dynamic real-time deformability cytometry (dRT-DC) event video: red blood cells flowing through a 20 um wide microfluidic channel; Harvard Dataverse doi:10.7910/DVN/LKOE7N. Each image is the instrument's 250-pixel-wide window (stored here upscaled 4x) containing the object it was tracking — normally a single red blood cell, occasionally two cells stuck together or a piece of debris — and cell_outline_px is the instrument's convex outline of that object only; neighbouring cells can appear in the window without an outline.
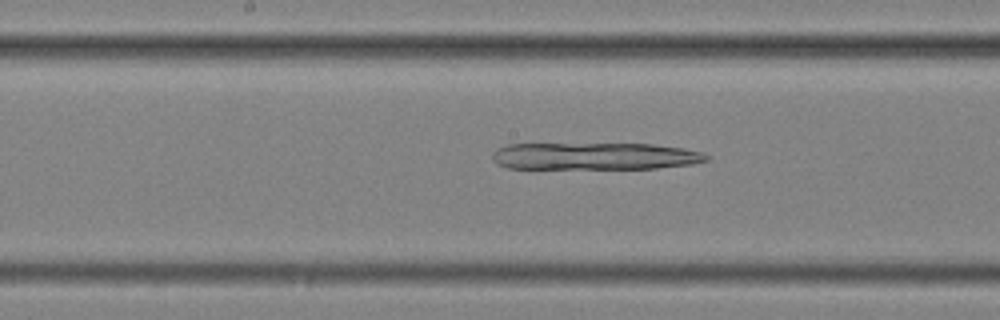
{"species": "common noctule bat (a hibernating species)", "species_latin": "Nyctalus noctula", "temperature_condition": "cold", "stored_images_in_passage": 47, "camera_frame_rate_fps": 3000, "um_per_image_px": 0.085, "animal": {"sex": "female", "body_mass_g": 25.1}, "frame": {"image": 1, "passage_image": 20, "time_ms": 6.333, "image_size_px": [1000, 320], "cell_outline_px": [[708, 160], [692, 164], [656, 168], [508, 168], [496, 164], [492, 160], [492, 152], [496, 148], [508, 144], [652, 144], [684, 148], [704, 152], [708, 156]], "centroid_in_image_um": [50.53, 13.27], "position_along_channel_um": 197.7, "area_um2": 33.93}}
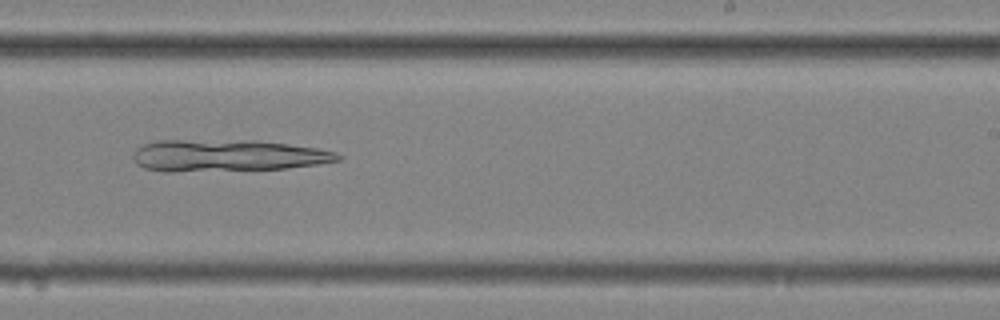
{"frame": {"image": 2, "passage_image": 26, "time_ms": 8.333, "image_size_px": [1000, 320], "cell_outline_px": [[344, 156], [340, 160], [316, 164], [288, 168], [176, 172], [164, 172], [144, 168], [136, 164], [132, 156], [136, 148], [144, 144], [156, 140], [256, 140], [288, 144], [316, 148], [336, 152]], "centroid_in_image_um": [19.28, 13.22], "position_along_channel_um": 269.7, "area_um2": 38.26}}
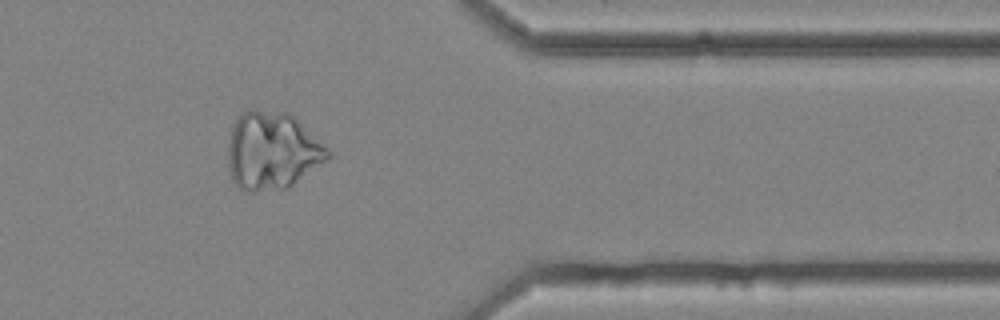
{"frame": {"image": 3, "passage_image": 37, "time_ms": 12.0, "image_size_px": [1000, 320], "cell_outline_px": [[332, 156], [288, 188], [256, 192], [248, 192], [240, 188], [232, 180], [228, 164], [228, 144], [232, 124], [248, 108], [256, 108], [288, 112], [328, 148], [332, 152]], "centroid_in_image_um": [23.11, 12.81], "position_along_channel_um": 388.3, "area_um2": 45.43}}